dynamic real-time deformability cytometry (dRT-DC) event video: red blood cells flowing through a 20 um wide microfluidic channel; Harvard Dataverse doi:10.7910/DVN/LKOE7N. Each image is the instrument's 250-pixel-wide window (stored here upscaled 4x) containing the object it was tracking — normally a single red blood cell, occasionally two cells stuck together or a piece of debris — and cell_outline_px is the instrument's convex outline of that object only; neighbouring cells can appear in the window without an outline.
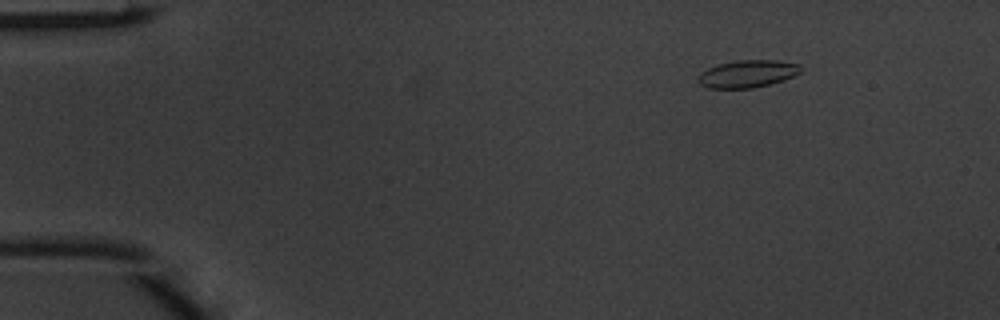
{"species": "common noctule bat (a hibernating species)", "species_latin": "Nyctalus noctula", "temperature_condition": "warm", "stored_images_in_passage": 6, "camera_frame_rate_fps": 3000, "um_per_image_px": 0.085, "animal": {"sex": "male", "body_mass_g": 20.1, "forearm_length_mm": 53.5}, "frame": {"image": 1, "passage_image": 1, "time_ms": 0.0, "image_size_px": [1000, 320], "cell_outline_px": [[800, 72], [792, 76], [768, 84], [752, 88], [708, 88], [700, 84], [696, 80], [700, 72], [716, 64], [740, 60], [776, 60], [800, 64]], "centroid_in_image_um": [63.47, 6.26], "position_along_channel_um": 21.5, "area_um2": 16.24}}
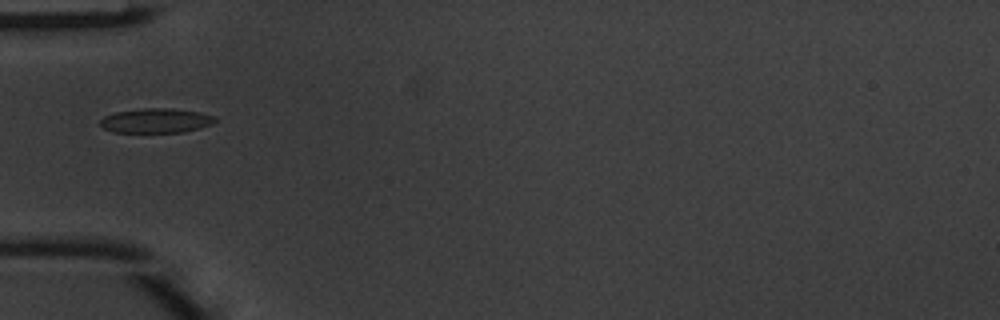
{"frame": {"image": 2, "passage_image": 4, "time_ms": 1.0, "image_size_px": [1000, 320], "cell_outline_px": [[216, 120], [212, 124], [200, 128], [184, 132], [112, 132], [104, 128], [100, 124], [100, 120], [104, 116], [116, 112], [144, 108], [172, 108], [200, 112], [216, 116]], "centroid_in_image_um": [13.29, 10.25], "position_along_channel_um": 71.7, "area_um2": 16.47}}
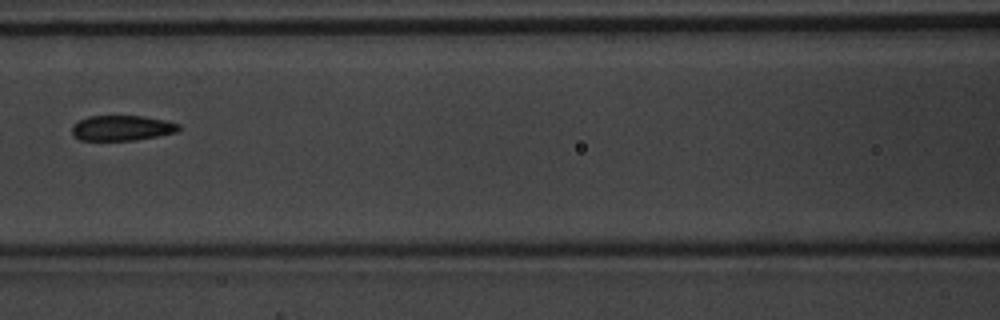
{"frame": {"image": 3, "passage_image": 6, "time_ms": 1.667, "image_size_px": [1000, 320], "cell_outline_px": [[180, 128], [176, 132], [160, 136], [136, 140], [80, 140], [72, 132], [72, 128], [80, 120], [88, 116], [140, 116], [164, 120], [180, 124]], "centroid_in_image_um": [10.4, 10.88], "position_along_channel_um": 156.2, "area_um2": 15.55}}